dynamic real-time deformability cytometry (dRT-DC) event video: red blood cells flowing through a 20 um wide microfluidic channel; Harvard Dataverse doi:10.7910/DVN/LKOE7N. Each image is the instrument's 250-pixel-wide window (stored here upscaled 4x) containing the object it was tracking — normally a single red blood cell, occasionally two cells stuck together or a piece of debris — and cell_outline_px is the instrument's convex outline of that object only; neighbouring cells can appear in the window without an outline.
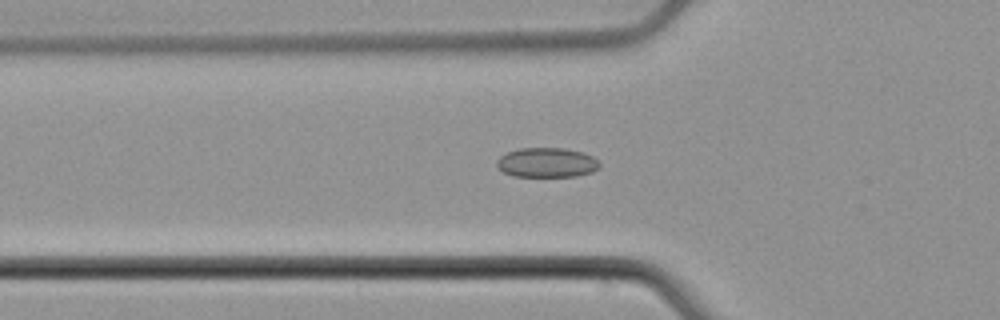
{"species": "common noctule bat (a hibernating species)", "species_latin": "Nyctalus noctula", "temperature_condition": "cold", "stored_images_in_passage": 41, "camera_frame_rate_fps": 3000, "um_per_image_px": 0.085, "animal": {"sex": "male", "body_mass_g": 21.5, "forearm_length_mm": 52.0}, "frame": {"image": 1, "passage_image": 6, "time_ms": 1.667, "image_size_px": [1000, 320], "cell_outline_px": [[600, 168], [592, 172], [576, 176], [512, 176], [504, 172], [496, 164], [500, 156], [508, 152], [520, 148], [564, 148], [584, 152], [592, 156], [600, 164]], "centroid_in_image_um": [46.51, 13.81], "position_along_channel_um": 79.3, "area_um2": 17.69}}
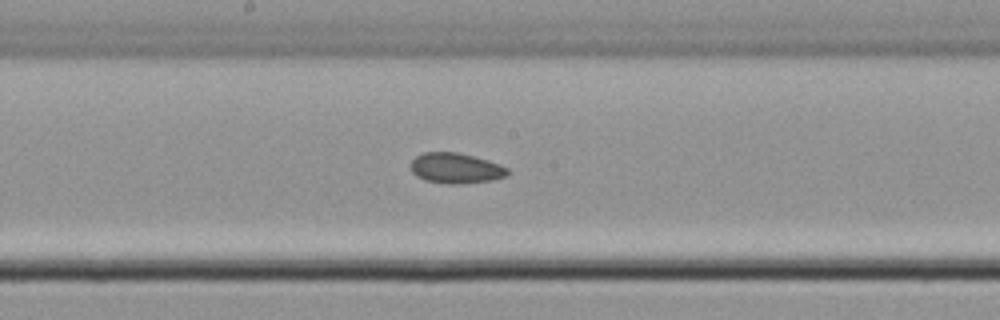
{"frame": {"image": 2, "passage_image": 16, "time_ms": 5.0, "image_size_px": [1000, 320], "cell_outline_px": [[508, 172], [504, 176], [492, 180], [456, 184], [448, 184], [424, 180], [416, 176], [412, 172], [412, 160], [416, 156], [424, 152], [456, 152], [488, 160], [500, 164], [508, 168]], "centroid_in_image_um": [38.72, 14.29], "position_along_channel_um": 209.5, "area_um2": 16.99}}
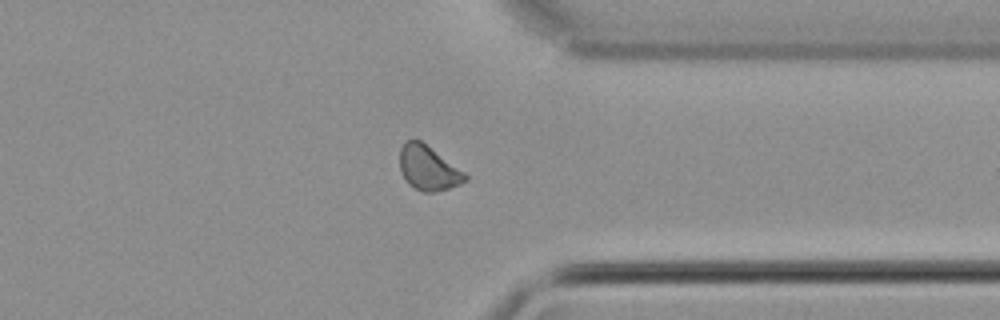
{"frame": {"image": 3, "passage_image": 29, "time_ms": 9.333, "image_size_px": [1000, 320], "cell_outline_px": [[468, 180], [460, 184], [448, 188], [432, 192], [424, 192], [408, 184], [400, 168], [400, 148], [404, 140], [420, 140], [464, 172], [468, 176]], "centroid_in_image_um": [36.39, 14.28], "position_along_channel_um": 375.0, "area_um2": 16.65}, "authors_computed_cell_mechanics": {"area_um2": 17.1088, "velocity_mm_per_s": 3.9011, "shape_relaxation_time_tau1_ms": null, "shape_relaxation_time_tau2_ms": 2.4753, "deformation_change_tau1": null, "deformation_change_tau2": 0.0606}}